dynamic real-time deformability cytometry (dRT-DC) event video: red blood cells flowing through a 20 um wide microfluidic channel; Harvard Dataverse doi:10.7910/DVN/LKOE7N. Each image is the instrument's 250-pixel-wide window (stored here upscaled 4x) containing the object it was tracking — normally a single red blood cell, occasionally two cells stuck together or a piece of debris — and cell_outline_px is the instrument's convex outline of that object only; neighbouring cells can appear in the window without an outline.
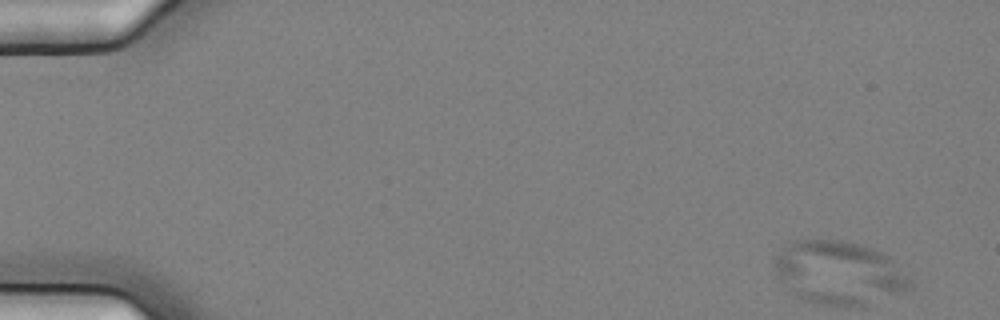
{"species": "common noctule bat (a hibernating species)", "species_latin": "Nyctalus noctula", "temperature_condition": "cold", "stored_images_in_passage": 5, "camera_frame_rate_fps": 3000, "um_per_image_px": 0.085, "animal": {"sex": "female", "body_mass_g": 25.1}, "frame": {"image": 1, "passage_image": 1, "time_ms": 0.0, "image_size_px": [1000, 320], "cell_outline_px": [[912, 288], [880, 288], [780, 280], [776, 276], [772, 264], [772, 260], [788, 240], [840, 240], [860, 244], [872, 248], [888, 256], [912, 280]], "centroid_in_image_um": [71.23, 22.51], "position_along_channel_um": 13.8, "area_um2": 36.65}}
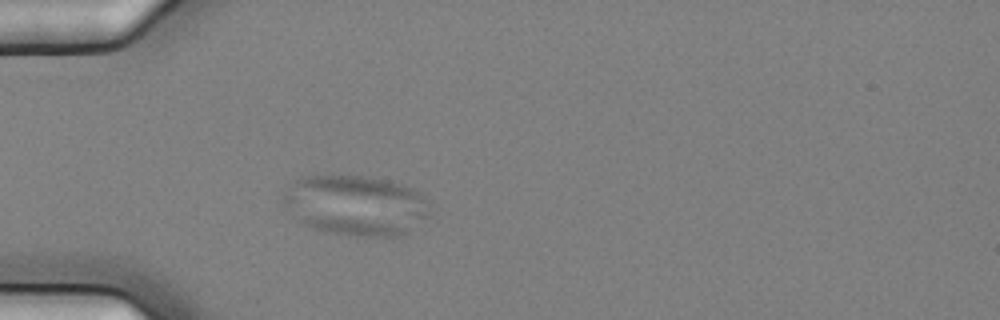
{"frame": {"image": 2, "passage_image": 5, "time_ms": 1.333, "image_size_px": [1000, 320], "cell_outline_px": [[432, 212], [428, 216], [408, 232], [400, 236], [348, 236], [328, 232], [312, 228], [300, 224], [280, 200], [284, 192], [300, 176], [364, 176], [392, 180], [412, 188], [420, 192], [424, 196]], "centroid_in_image_um": [30.23, 17.46], "position_along_channel_um": 54.8, "area_um2": 52.08}}